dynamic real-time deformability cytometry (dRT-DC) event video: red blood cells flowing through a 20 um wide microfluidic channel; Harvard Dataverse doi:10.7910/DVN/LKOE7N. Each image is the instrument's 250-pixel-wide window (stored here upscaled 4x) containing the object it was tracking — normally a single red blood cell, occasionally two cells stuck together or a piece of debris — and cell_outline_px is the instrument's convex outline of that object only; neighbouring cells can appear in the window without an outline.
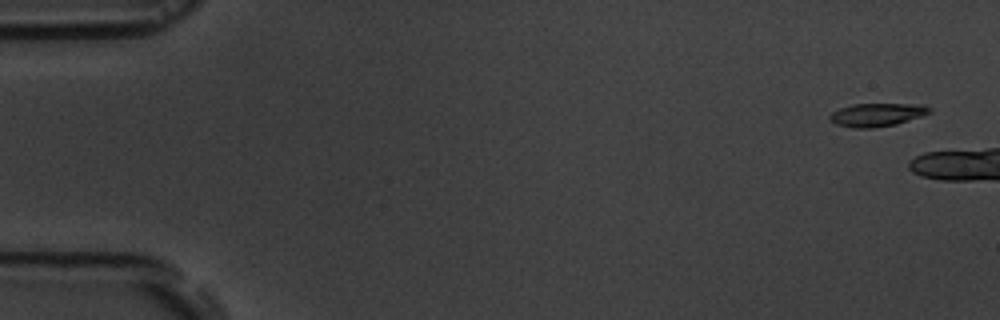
{"species": "common noctule bat (a hibernating species)", "species_latin": "Nyctalus noctula", "temperature_condition": "room temperature", "stored_images_in_passage": 3, "camera_frame_rate_fps": 3000, "um_per_image_px": 0.085, "animal": {"sex": "male", "body_mass_g": 19.5, "forearm_length_mm": 54.6}, "frame": {"image": 1, "passage_image": 1, "time_ms": 0.0, "image_size_px": [1000, 320], "cell_outline_px": [[932, 112], [924, 116], [896, 124], [872, 128], [852, 128], [836, 124], [828, 120], [828, 116], [832, 112], [840, 108], [852, 104], [924, 104], [932, 108]], "centroid_in_image_um": [74.57, 9.75], "position_along_channel_um": 10.4, "area_um2": 13.76}}